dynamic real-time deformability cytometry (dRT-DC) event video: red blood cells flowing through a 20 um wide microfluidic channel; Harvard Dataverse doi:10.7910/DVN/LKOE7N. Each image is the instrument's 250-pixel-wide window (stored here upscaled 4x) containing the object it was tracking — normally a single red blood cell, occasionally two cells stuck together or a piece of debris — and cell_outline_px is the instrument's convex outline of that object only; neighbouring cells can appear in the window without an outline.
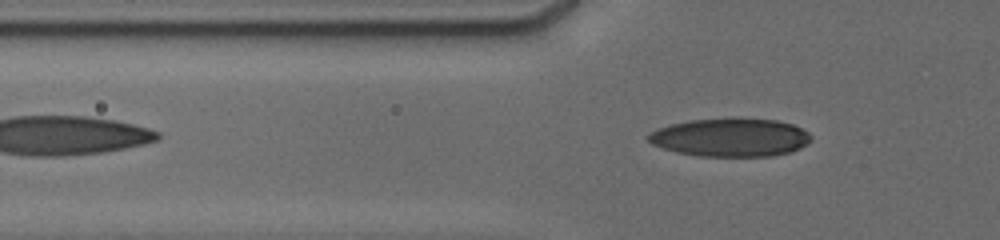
{"species": "human", "species_latin": "Homo sapiens", "temperature_condition": "cold", "stored_images_in_passage": 15, "camera_frame_rate_fps": 3000, "um_per_image_px": 0.085, "donor": {"sex": "male"}, "frame": {"image": 1, "passage_image": 2, "time_ms": 0.333, "image_size_px": [1000, 240], "cell_outline_px": [[812, 140], [808, 144], [800, 148], [788, 152], [768, 156], [700, 156], [676, 152], [652, 144], [644, 136], [656, 128], [688, 120], [736, 116], [776, 120], [792, 124], [808, 132], [812, 136]], "centroid_in_image_um": [62.07, 11.65], "position_along_channel_um": 63.7, "area_um2": 36.99}}
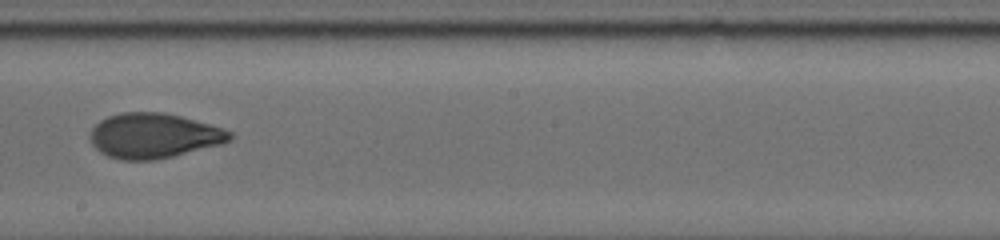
{"frame": {"image": 2, "passage_image": 9, "time_ms": 5.0, "image_size_px": [1000, 240], "cell_outline_px": [[232, 140], [220, 144], [156, 160], [120, 160], [108, 156], [100, 152], [92, 144], [92, 128], [100, 120], [108, 116], [120, 112], [164, 112], [180, 116], [208, 124], [232, 132]], "centroid_in_image_um": [13.05, 11.53], "position_along_channel_um": 235.2, "area_um2": 36.24}}
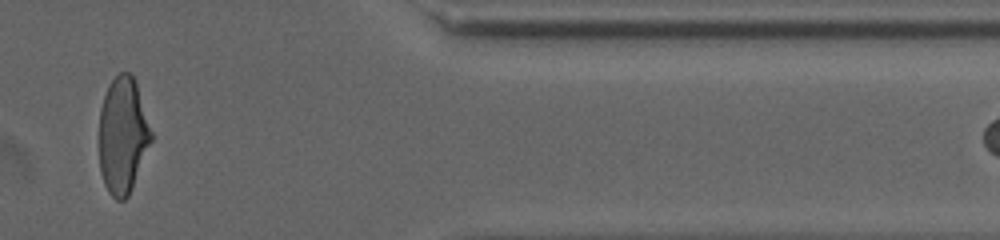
{"frame": {"image": 3, "passage_image": 14, "time_ms": 10.0, "image_size_px": [1000, 240], "cell_outline_px": [[152, 140], [128, 196], [124, 200], [116, 200], [108, 192], [104, 184], [100, 172], [100, 108], [108, 84], [120, 72], [128, 72], [132, 76], [136, 84], [152, 132]], "centroid_in_image_um": [10.43, 11.52], "position_along_channel_um": 401.0, "area_um2": 34.91}}